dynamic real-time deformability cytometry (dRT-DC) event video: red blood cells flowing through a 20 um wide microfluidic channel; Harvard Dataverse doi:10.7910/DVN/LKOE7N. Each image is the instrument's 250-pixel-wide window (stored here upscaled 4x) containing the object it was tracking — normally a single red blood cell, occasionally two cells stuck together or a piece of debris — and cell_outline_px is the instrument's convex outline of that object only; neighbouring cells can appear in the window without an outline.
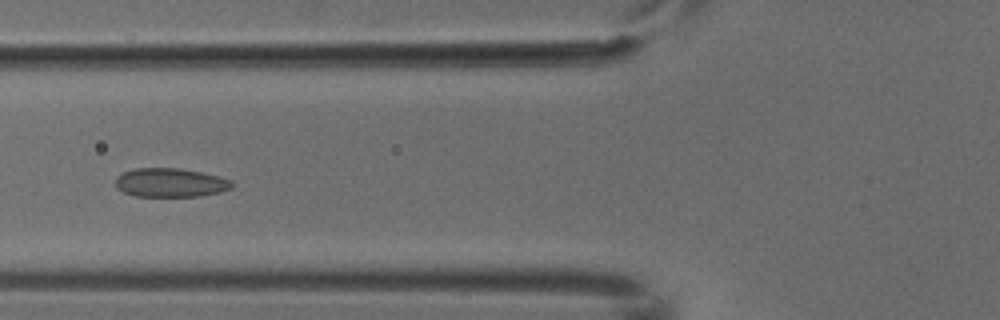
{"species": "common noctule bat (a hibernating species)", "species_latin": "Nyctalus noctula", "temperature_condition": "cold", "stored_images_in_passage": 6, "camera_frame_rate_fps": 3000, "um_per_image_px": 0.085, "animal": {"sex": "male", "body_mass_g": 18.8}, "frame": {"image": 1, "passage_image": 6, "time_ms": 1.667, "image_size_px": [1000, 320], "cell_outline_px": [[232, 188], [220, 192], [200, 196], [136, 196], [124, 192], [116, 188], [116, 176], [124, 172], [136, 168], [180, 168], [220, 176], [232, 180]], "centroid_in_image_um": [14.49, 15.52], "position_along_channel_um": 111.3, "area_um2": 19.59}}